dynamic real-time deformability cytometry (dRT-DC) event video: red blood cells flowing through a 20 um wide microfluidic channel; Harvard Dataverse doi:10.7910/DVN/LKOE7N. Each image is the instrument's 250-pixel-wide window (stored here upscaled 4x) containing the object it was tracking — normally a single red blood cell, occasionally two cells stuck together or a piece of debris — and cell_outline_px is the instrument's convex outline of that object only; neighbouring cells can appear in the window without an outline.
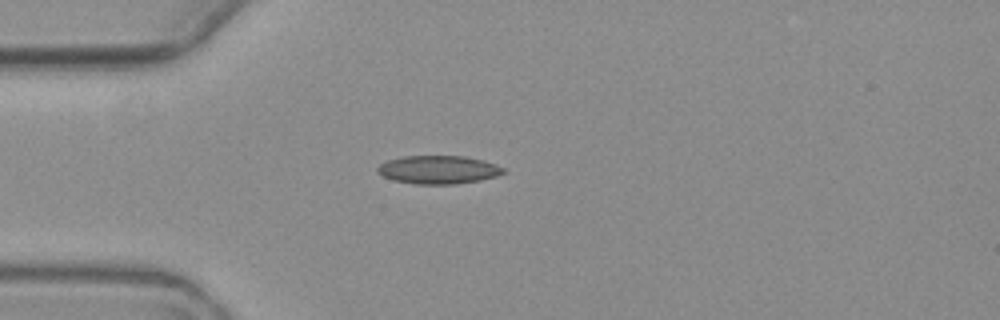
{"species": "common noctule bat (a hibernating species)", "species_latin": "Nyctalus noctula", "temperature_condition": "warm", "stored_images_in_passage": 4, "camera_frame_rate_fps": 3000, "um_per_image_px": 0.085, "animal": {"sex": "female", "body_mass_g": 19.3, "forearm_length_mm": 54.1}, "frame": {"image": 1, "passage_image": 4, "time_ms": 3.333, "image_size_px": [1000, 320], "cell_outline_px": [[504, 172], [496, 176], [480, 180], [456, 184], [416, 184], [392, 180], [376, 172], [376, 168], [380, 164], [388, 160], [404, 156], [464, 156], [484, 160], [496, 164], [504, 168]], "centroid_in_image_um": [37.25, 14.42], "position_along_channel_um": 47.7, "area_um2": 20.75}}